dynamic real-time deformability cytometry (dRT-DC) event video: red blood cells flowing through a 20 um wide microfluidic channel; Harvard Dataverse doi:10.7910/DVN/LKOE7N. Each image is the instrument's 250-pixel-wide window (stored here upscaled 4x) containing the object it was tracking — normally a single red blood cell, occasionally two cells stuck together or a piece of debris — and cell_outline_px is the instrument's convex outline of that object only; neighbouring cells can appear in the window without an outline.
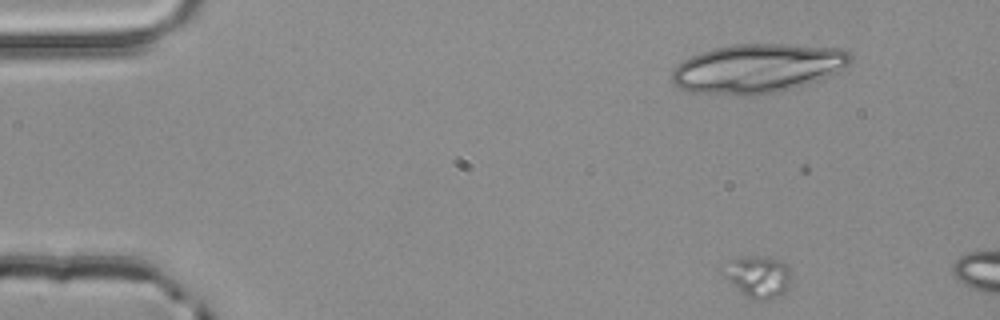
{"species": "common noctule bat (a hibernating species)", "species_latin": "Nyctalus noctula", "temperature_condition": "room temperature", "stored_images_in_passage": 3, "camera_frame_rate_fps": 3000, "um_per_image_px": 0.085, "animal": {"sex": "male", "body_mass_g": 20.4}, "frame": {"image": 1, "passage_image": 2, "time_ms": 0.333, "image_size_px": [1000, 320], "cell_outline_px": [[792, 284], [784, 292], [768, 300], [748, 300], [720, 272], [720, 268], [728, 260], [744, 256], [768, 256], [784, 264], [788, 268]], "centroid_in_image_um": [64.38, 23.52], "position_along_channel_um": 20.6, "area_um2": 16.88}}